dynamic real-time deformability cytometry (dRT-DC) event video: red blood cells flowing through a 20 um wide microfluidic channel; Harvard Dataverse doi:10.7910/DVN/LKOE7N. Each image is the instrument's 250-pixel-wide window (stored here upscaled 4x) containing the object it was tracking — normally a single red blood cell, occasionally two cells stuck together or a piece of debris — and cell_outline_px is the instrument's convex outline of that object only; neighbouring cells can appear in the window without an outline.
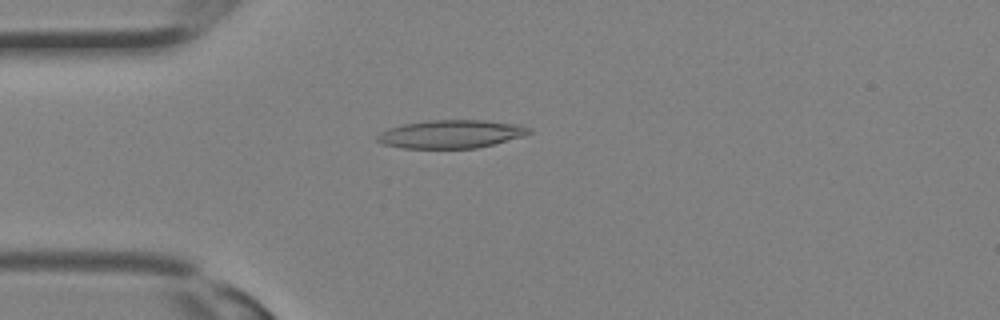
{"species": "Egyptian fruit bat (a non-hibernating species)", "species_latin": "Rousettus aegyptiacus", "temperature_condition": "room temperature", "stored_images_in_passage": 7, "camera_frame_rate_fps": 3000, "um_per_image_px": 0.085, "animal": {"sex": "female"}, "frame": {"image": 1, "passage_image": 4, "time_ms": 1.0, "image_size_px": [1000, 320], "cell_outline_px": [[532, 132], [524, 136], [496, 144], [476, 148], [400, 148], [384, 144], [376, 140], [376, 136], [380, 132], [388, 128], [404, 124], [428, 120], [484, 120], [520, 124], [532, 128]], "centroid_in_image_um": [38.38, 11.39], "position_along_channel_um": 46.6, "area_um2": 25.2}}
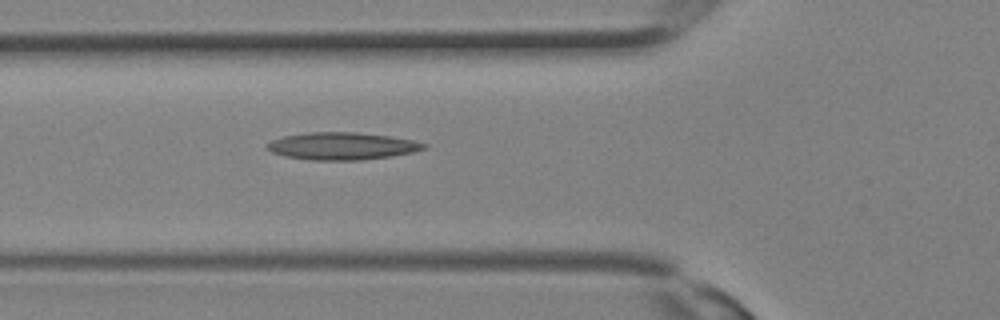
{"frame": {"image": 2, "passage_image": 7, "time_ms": 2.0, "image_size_px": [1000, 320], "cell_outline_px": [[428, 148], [412, 152], [392, 156], [360, 160], [308, 160], [284, 156], [272, 152], [264, 148], [264, 144], [272, 140], [284, 136], [308, 132], [356, 132], [388, 136], [412, 140], [428, 144]], "centroid_in_image_um": [29.04, 12.42], "position_along_channel_um": 96.8, "area_um2": 25.14}}